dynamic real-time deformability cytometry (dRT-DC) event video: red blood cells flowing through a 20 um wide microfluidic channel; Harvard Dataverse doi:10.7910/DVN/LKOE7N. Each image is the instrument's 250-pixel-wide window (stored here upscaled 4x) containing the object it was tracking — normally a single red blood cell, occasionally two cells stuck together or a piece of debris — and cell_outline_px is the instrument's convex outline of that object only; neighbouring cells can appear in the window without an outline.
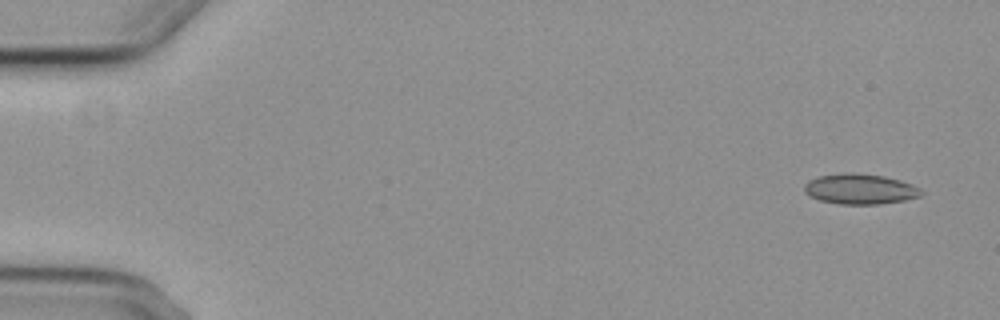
{"species": "common noctule bat (a hibernating species)", "species_latin": "Nyctalus noctula", "temperature_condition": "cold", "stored_images_in_passage": 5, "camera_frame_rate_fps": 3000, "um_per_image_px": 0.085, "animal": {"sex": "female", "body_mass_g": 29.2, "forearm_length_mm": 56.3}, "frame": {"image": 1, "passage_image": 1, "time_ms": 0.0, "image_size_px": [1000, 320], "cell_outline_px": [[924, 192], [920, 196], [904, 200], [880, 204], [840, 204], [820, 200], [808, 196], [804, 192], [804, 184], [808, 180], [820, 176], [884, 176], [900, 180], [912, 184], [920, 188]], "centroid_in_image_um": [73.13, 16.13], "position_along_channel_um": 11.9, "area_um2": 19.77}}
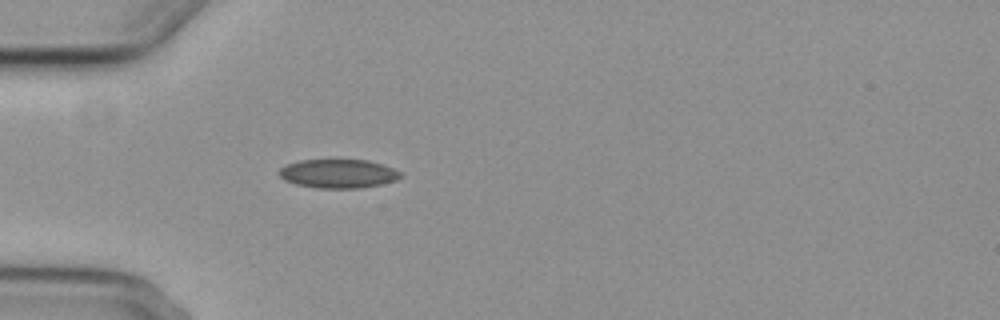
{"frame": {"image": 2, "passage_image": 5, "time_ms": 4.667, "image_size_px": [1000, 320], "cell_outline_px": [[400, 176], [396, 180], [380, 184], [360, 188], [316, 188], [296, 184], [284, 180], [276, 172], [280, 168], [288, 164], [300, 160], [368, 160], [384, 164], [400, 172]], "centroid_in_image_um": [28.72, 14.76], "position_along_channel_um": 56.3, "area_um2": 20.35}}